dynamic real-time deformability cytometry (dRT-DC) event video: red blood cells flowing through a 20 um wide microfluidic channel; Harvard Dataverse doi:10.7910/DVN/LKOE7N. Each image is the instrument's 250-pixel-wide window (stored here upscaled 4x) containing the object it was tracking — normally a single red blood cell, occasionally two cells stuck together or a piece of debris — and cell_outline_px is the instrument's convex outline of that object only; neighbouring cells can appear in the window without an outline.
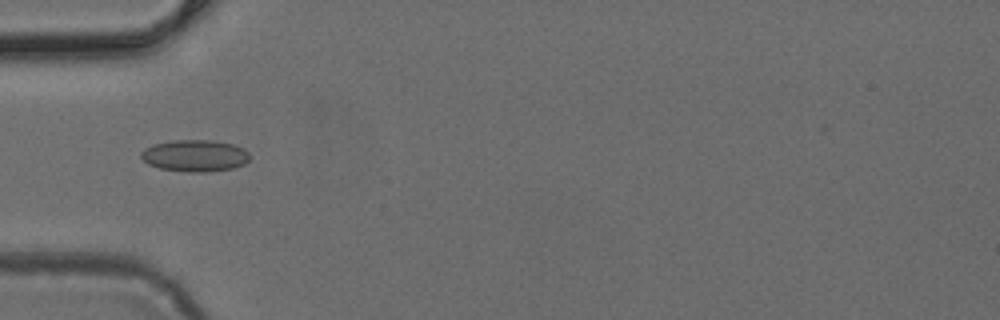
{"species": "common noctule bat (a hibernating species)", "species_latin": "Nyctalus noctula", "temperature_condition": "cold", "stored_images_in_passage": 2, "camera_frame_rate_fps": 3000, "um_per_image_px": 0.085, "animal": {"sex": "female", "body_mass_g": 24.6, "forearm_length_mm": 56.2}, "frame": {"image": 1, "passage_image": 2, "time_ms": 0.333, "image_size_px": [1000, 320], "cell_outline_px": [[248, 160], [244, 164], [232, 168], [204, 172], [188, 172], [160, 168], [148, 164], [140, 156], [140, 152], [144, 148], [152, 144], [172, 140], [212, 140], [232, 144], [244, 148], [248, 152]], "centroid_in_image_um": [16.53, 13.22], "position_along_channel_um": 68.5, "area_um2": 20.11}}